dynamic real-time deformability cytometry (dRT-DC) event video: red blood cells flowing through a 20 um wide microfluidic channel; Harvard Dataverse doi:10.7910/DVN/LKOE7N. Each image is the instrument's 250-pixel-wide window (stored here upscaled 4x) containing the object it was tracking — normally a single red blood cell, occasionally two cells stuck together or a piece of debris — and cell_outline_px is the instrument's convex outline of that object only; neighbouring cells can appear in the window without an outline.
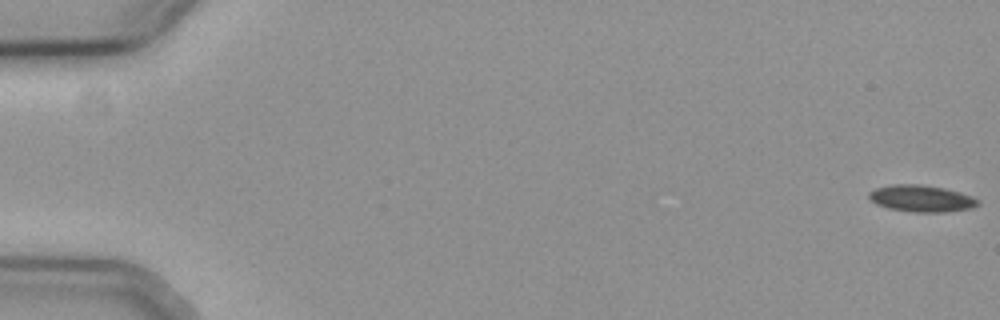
{"species": "common noctule bat (a hibernating species)", "species_latin": "Nyctalus noctula", "temperature_condition": "cold", "stored_images_in_passage": 58, "camera_frame_rate_fps": 3000, "um_per_image_px": 0.085, "animal": {"sex": "female", "body_mass_g": 19.3, "forearm_length_mm": 54.1}, "frame": {"image": 1, "passage_image": 1, "time_ms": 0.0, "image_size_px": [1000, 320], "cell_outline_px": [[980, 204], [972, 208], [944, 212], [912, 212], [888, 208], [876, 204], [868, 196], [868, 192], [876, 188], [896, 184], [920, 184], [944, 188], [968, 196], [976, 200]], "centroid_in_image_um": [78.26, 16.88], "position_along_channel_um": 6.7, "area_um2": 16.65}}
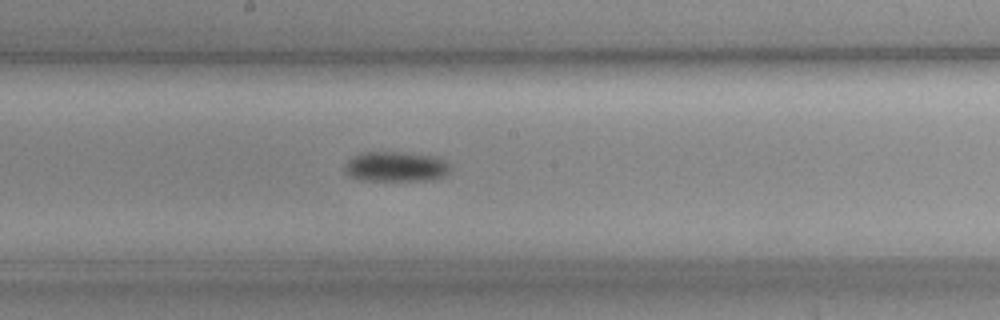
{"frame": {"image": 2, "passage_image": 32, "time_ms": 10.333, "image_size_px": [1000, 320], "cell_outline_px": [[448, 172], [444, 176], [432, 180], [360, 180], [348, 176], [344, 172], [344, 164], [352, 156], [364, 152], [396, 152], [436, 156], [444, 160], [448, 164]], "centroid_in_image_um": [33.59, 14.17], "position_along_channel_um": 214.6, "area_um2": 18.5}}
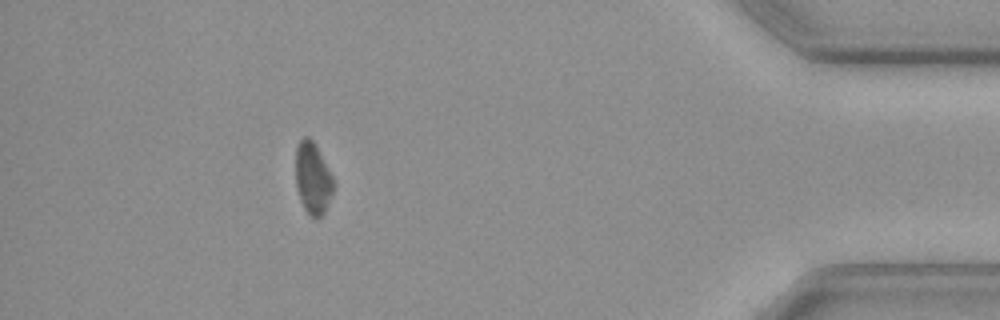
{"frame": {"image": 3, "passage_image": 52, "time_ms": 17.0, "image_size_px": [1000, 320], "cell_outline_px": [[336, 184], [328, 204], [324, 212], [316, 220], [304, 208], [300, 200], [296, 188], [296, 148], [300, 140], [304, 136], [308, 136], [316, 144]], "centroid_in_image_um": [26.59, 15.14], "position_along_channel_um": 408.6, "area_um2": 15.9}, "authors_computed_cell_mechanics": {"area_um2": 16.9643, "velocity_mm_per_s": 3.7038, "shape_relaxation_time_tau1_ms": 3.835, "shape_relaxation_time_tau2_ms": null, "deformation_change_tau1": 0.0796, "deformation_change_tau2": null}}